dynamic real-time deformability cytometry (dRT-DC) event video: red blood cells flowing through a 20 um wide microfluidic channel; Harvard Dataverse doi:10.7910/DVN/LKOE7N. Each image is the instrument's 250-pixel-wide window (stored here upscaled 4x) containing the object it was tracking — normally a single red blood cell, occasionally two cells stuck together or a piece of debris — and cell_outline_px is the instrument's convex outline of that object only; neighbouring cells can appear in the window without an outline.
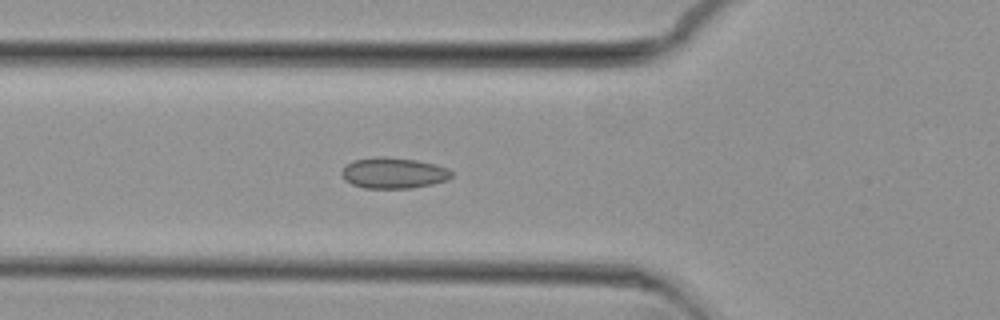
{"species": "common noctule bat (a hibernating species)", "species_latin": "Nyctalus noctula", "temperature_condition": "cold", "stored_images_in_passage": 52, "camera_frame_rate_fps": 3000, "um_per_image_px": 0.085, "animal": {"sex": "female", "body_mass_g": 29.2, "forearm_length_mm": 56.3}, "frame": {"image": 1, "passage_image": 15, "time_ms": 4.667, "image_size_px": [1000, 320], "cell_outline_px": [[452, 176], [448, 180], [432, 184], [412, 188], [364, 188], [352, 184], [344, 180], [340, 172], [352, 160], [380, 156], [384, 156], [416, 160], [436, 164], [448, 168], [452, 172]], "centroid_in_image_um": [33.46, 14.7], "position_along_channel_um": 92.3, "area_um2": 19.88}}
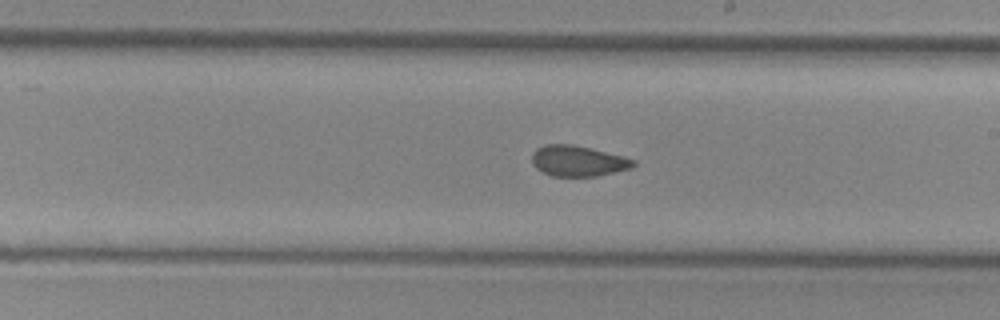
{"frame": {"image": 2, "passage_image": 27, "time_ms": 8.667, "image_size_px": [1000, 320], "cell_outline_px": [[636, 164], [632, 168], [596, 176], [552, 176], [536, 168], [532, 164], [532, 152], [536, 148], [544, 144], [572, 144], [624, 156], [636, 160]], "centroid_in_image_um": [49.12, 13.67], "position_along_channel_um": 239.9, "area_um2": 18.21}}
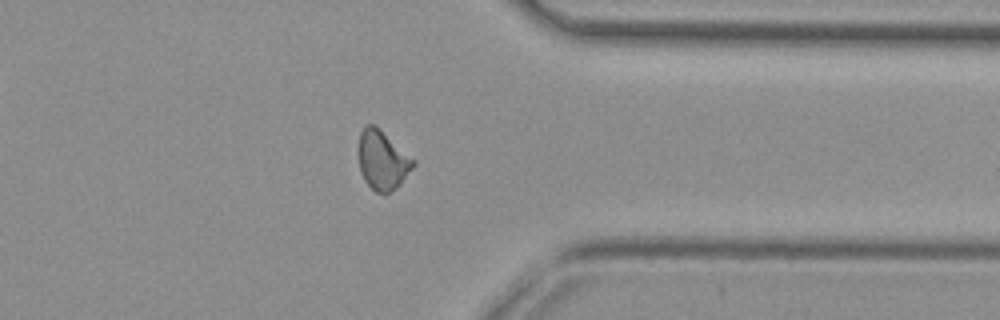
{"frame": {"image": 3, "passage_image": 39, "time_ms": 12.667, "image_size_px": [1000, 320], "cell_outline_px": [[416, 164], [400, 184], [396, 188], [388, 192], [376, 192], [364, 180], [360, 172], [356, 148], [360, 132], [368, 124], [372, 124], [416, 160]], "centroid_in_image_um": [32.47, 13.62], "position_along_channel_um": 378.9, "area_um2": 18.79}, "authors_computed_cell_mechanics": {"area_um2": 18.7272, "velocity_mm_per_s": 3.6816, "shape_relaxation_time_tau1_ms": null, "shape_relaxation_time_tau2_ms": 1.9837, "deformation_change_tau1": null, "deformation_change_tau2": 0.0478}}